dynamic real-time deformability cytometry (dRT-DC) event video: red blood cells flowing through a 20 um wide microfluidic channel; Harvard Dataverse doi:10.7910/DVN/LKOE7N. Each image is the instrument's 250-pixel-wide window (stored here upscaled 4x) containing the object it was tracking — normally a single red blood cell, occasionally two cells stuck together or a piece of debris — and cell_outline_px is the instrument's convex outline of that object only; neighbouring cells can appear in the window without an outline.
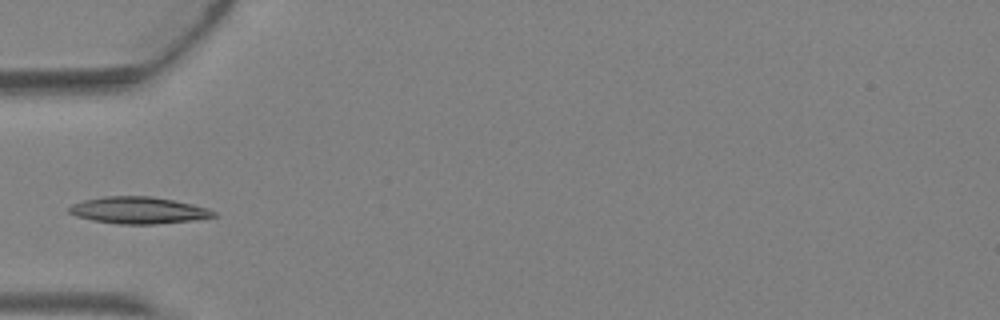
{"species": "Egyptian fruit bat (a non-hibernating species)", "species_latin": "Rousettus aegyptiacus", "temperature_condition": "warm", "stored_images_in_passage": 4, "camera_frame_rate_fps": 3000, "um_per_image_px": 0.085, "animal": {"sex": "female"}, "frame": {"image": 1, "passage_image": 4, "time_ms": 1.0, "image_size_px": [1000, 320], "cell_outline_px": [[220, 216], [196, 220], [156, 224], [116, 224], [92, 220], [76, 216], [68, 212], [68, 208], [72, 204], [84, 200], [104, 196], [152, 196], [192, 204], [208, 208], [216, 212]], "centroid_in_image_um": [11.8, 17.88], "position_along_channel_um": 73.2, "area_um2": 22.77}}